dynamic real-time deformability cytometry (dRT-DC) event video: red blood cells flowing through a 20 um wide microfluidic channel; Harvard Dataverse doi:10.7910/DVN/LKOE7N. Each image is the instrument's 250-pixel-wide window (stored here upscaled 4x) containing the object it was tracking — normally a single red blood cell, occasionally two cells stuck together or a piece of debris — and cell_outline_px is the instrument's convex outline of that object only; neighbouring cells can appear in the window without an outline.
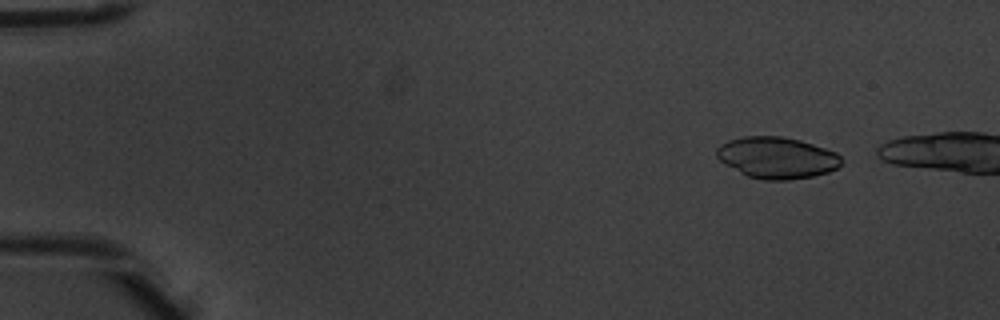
{"species": "common noctule bat (a hibernating species)", "species_latin": "Nyctalus noctula", "temperature_condition": "warm", "stored_images_in_passage": 3, "camera_frame_rate_fps": 3000, "um_per_image_px": 0.085, "animal": {"sex": "male", "body_mass_g": 20.1, "forearm_length_mm": 53.5}, "frame": {"image": 1, "passage_image": 1, "time_ms": 0.0, "image_size_px": [1000, 320], "cell_outline_px": [[844, 160], [836, 168], [828, 172], [812, 176], [788, 180], [764, 180], [748, 176], [724, 164], [716, 156], [716, 148], [720, 144], [728, 140], [744, 136], [784, 136], [800, 140], [836, 152]], "centroid_in_image_um": [66.02, 13.4], "position_along_channel_um": 19.0, "area_um2": 30.17}}